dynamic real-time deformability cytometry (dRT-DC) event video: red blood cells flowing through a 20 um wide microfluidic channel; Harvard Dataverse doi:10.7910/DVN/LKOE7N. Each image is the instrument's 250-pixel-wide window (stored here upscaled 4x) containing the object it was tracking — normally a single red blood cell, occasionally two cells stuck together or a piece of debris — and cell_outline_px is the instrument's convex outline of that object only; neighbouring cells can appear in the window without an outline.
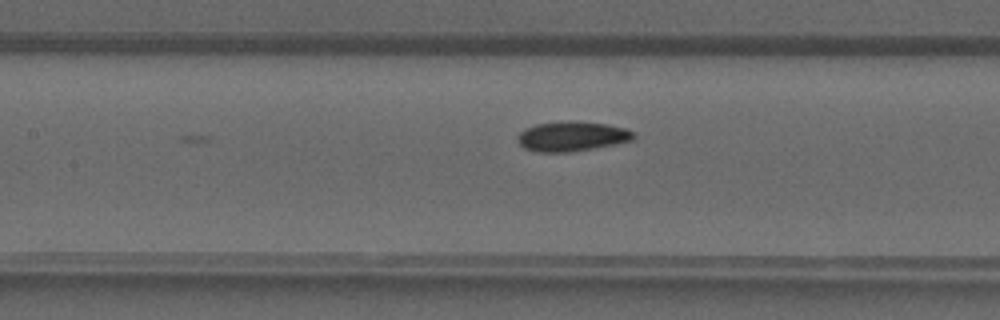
{"species": "common noctule bat (a hibernating species)", "species_latin": "Nyctalus noctula", "temperature_condition": "warm", "stored_images_in_passage": 7, "camera_frame_rate_fps": 3000, "um_per_image_px": 0.085, "animal": {"sex": "male", "forearm_length_mm": 52.5}, "frame": {"image": 1, "passage_image": 7, "time_ms": 2.0, "image_size_px": [1000, 320], "cell_outline_px": [[636, 136], [632, 140], [616, 144], [568, 152], [540, 152], [524, 148], [520, 144], [516, 136], [520, 132], [536, 124], [568, 120], [608, 124], [628, 128], [636, 132]], "centroid_in_image_um": [48.66, 11.57], "position_along_channel_um": 158.7, "area_um2": 20.23}}